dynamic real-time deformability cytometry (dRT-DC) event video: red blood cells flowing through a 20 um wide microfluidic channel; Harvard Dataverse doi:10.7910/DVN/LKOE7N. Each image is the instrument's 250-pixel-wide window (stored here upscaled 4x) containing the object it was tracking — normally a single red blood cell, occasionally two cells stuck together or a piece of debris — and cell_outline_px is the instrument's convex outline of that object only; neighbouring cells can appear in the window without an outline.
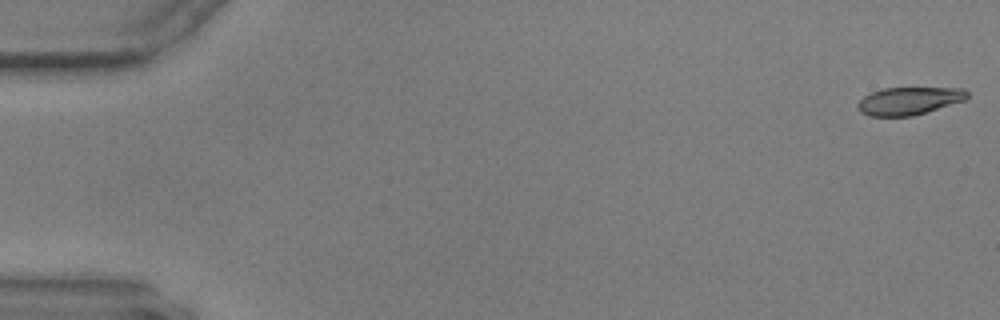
{"species": "common noctule bat (a hibernating species)", "species_latin": "Nyctalus noctula", "temperature_condition": "warm", "stored_images_in_passage": 58, "camera_frame_rate_fps": 3000, "um_per_image_px": 0.085, "animal": {"sex": "male", "body_mass_g": 17.9, "forearm_length_mm": 54.2}, "frame": {"image": 1, "passage_image": 1, "time_ms": 0.0, "image_size_px": [1000, 320], "cell_outline_px": [[968, 96], [964, 100], [912, 116], [868, 116], [860, 112], [856, 108], [856, 104], [864, 96], [872, 92], [884, 88], [964, 88], [968, 92]], "centroid_in_image_um": [77.22, 8.57], "position_along_channel_um": 7.8, "area_um2": 17.57}}
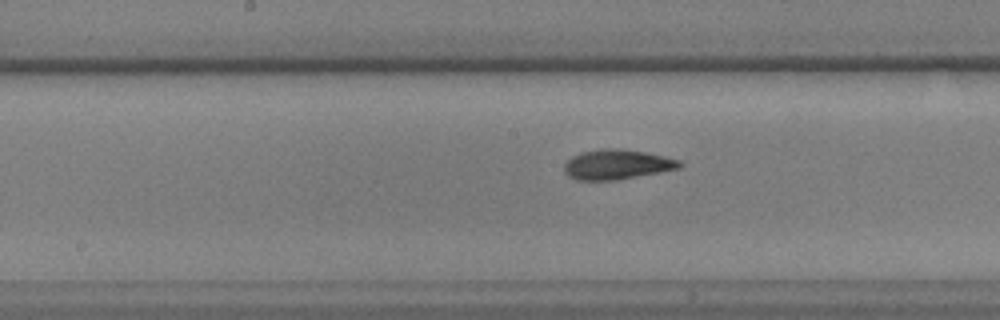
{"frame": {"image": 2, "passage_image": 30, "time_ms": 9.667, "image_size_px": [1000, 320], "cell_outline_px": [[684, 164], [680, 168], [660, 172], [616, 180], [576, 180], [568, 176], [564, 172], [564, 164], [572, 156], [580, 152], [604, 148], [620, 148], [644, 152], [664, 156], [680, 160]], "centroid_in_image_um": [52.43, 13.98], "position_along_channel_um": 195.8, "area_um2": 20.17}}
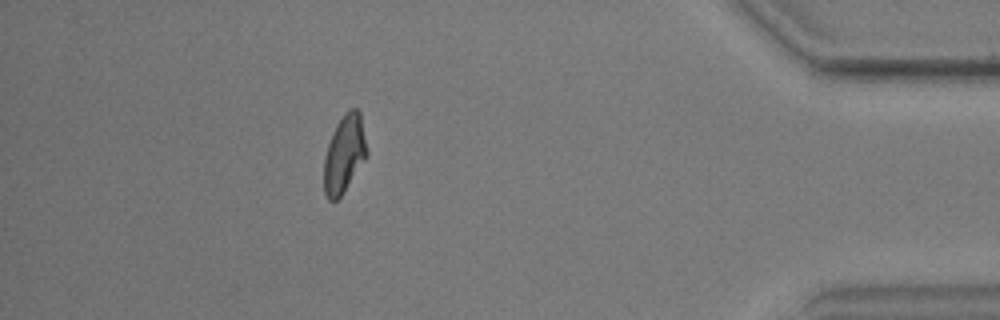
{"frame": {"image": 3, "passage_image": 52, "time_ms": 17.0, "image_size_px": [1000, 320], "cell_outline_px": [[368, 152], [364, 160], [344, 192], [336, 200], [328, 200], [324, 192], [324, 156], [328, 144], [336, 124], [344, 112], [348, 108], [356, 108], [360, 112]], "centroid_in_image_um": [29.26, 13.06], "position_along_channel_um": 405.9, "area_um2": 19.36}}